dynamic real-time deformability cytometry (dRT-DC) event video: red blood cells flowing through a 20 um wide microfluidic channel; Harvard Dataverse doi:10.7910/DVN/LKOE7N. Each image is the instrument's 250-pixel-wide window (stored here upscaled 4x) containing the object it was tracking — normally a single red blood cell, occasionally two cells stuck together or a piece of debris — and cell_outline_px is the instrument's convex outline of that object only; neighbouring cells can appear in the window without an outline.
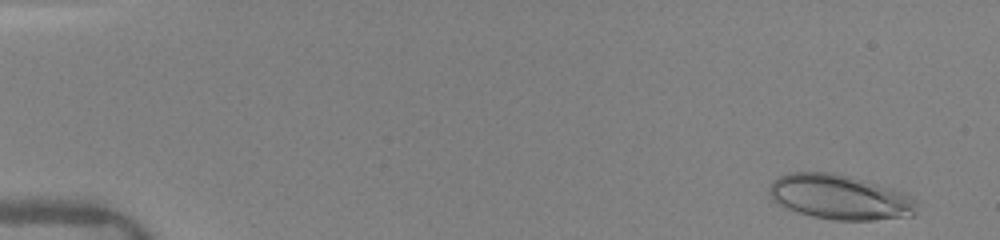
{"species": "human", "species_latin": "Homo sapiens", "temperature_condition": "warm", "stored_images_in_passage": 10, "camera_frame_rate_fps": 3000, "um_per_image_px": 0.085, "donor": {"sex": "female"}, "frame": {"image": 1, "passage_image": 2, "time_ms": 0.333, "image_size_px": [1000, 240], "cell_outline_px": [[916, 212], [912, 216], [872, 220], [832, 220], [812, 216], [776, 204], [772, 200], [768, 192], [768, 188], [772, 180], [780, 176], [792, 172], [832, 172], [848, 176], [892, 188], [904, 192], [916, 200]], "centroid_in_image_um": [71.36, 16.75], "position_along_channel_um": 13.6, "area_um2": 38.55}}